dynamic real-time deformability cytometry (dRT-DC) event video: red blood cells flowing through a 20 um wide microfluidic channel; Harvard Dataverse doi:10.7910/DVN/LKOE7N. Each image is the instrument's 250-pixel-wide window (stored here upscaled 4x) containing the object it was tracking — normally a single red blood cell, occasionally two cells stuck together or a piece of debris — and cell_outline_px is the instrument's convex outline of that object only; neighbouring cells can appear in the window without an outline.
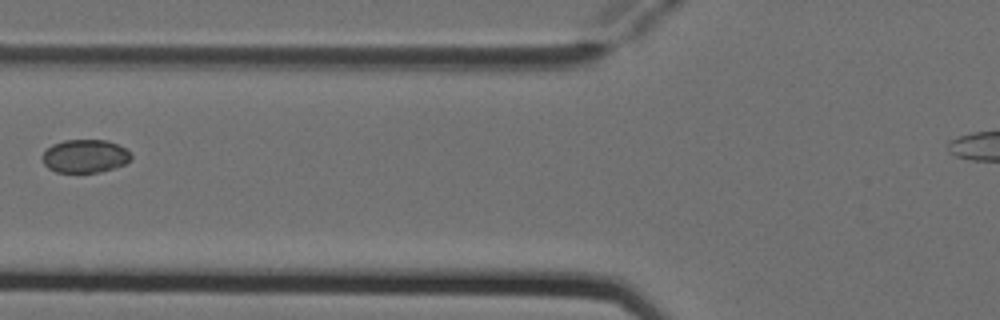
{"species": "Egyptian fruit bat (a non-hibernating species)", "species_latin": "Rousettus aegyptiacus", "temperature_condition": "cold", "stored_images_in_passage": 3, "camera_frame_rate_fps": 3000, "um_per_image_px": 0.085, "animal": {"sex": "female"}, "frame": {"image": 1, "passage_image": 3, "time_ms": 0.667, "image_size_px": [1000, 320], "cell_outline_px": [[132, 156], [124, 164], [100, 172], [56, 172], [48, 168], [44, 164], [40, 156], [52, 144], [64, 140], [104, 140], [116, 144], [124, 148]], "centroid_in_image_um": [7.17, 13.27], "position_along_channel_um": 118.6, "area_um2": 16.99}}